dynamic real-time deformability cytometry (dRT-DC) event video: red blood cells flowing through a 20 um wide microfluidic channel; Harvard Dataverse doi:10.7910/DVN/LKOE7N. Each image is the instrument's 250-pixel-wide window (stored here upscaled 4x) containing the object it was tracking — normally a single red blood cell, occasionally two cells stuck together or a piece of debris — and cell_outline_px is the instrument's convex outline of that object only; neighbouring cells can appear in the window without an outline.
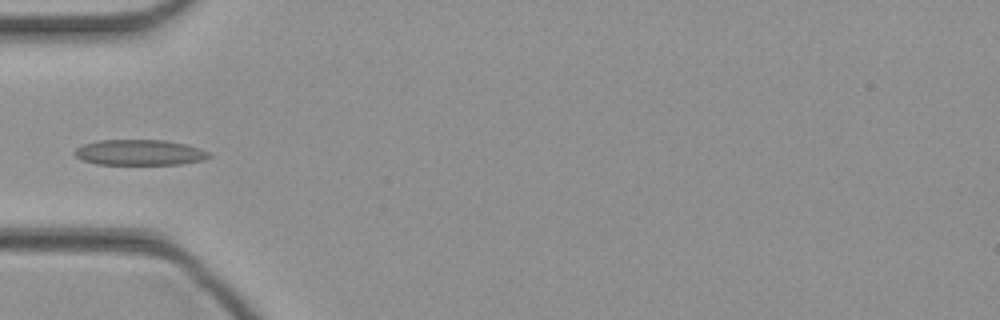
{"species": "common noctule bat (a hibernating species)", "species_latin": "Nyctalus noctula", "temperature_condition": "cold", "stored_images_in_passage": 32, "camera_frame_rate_fps": 3000, "um_per_image_px": 0.085, "animal": {"sex": "female", "body_mass_g": 21.9}, "frame": {"image": 1, "passage_image": 1, "time_ms": 0.0, "image_size_px": [1000, 320], "cell_outline_px": [[212, 156], [204, 160], [180, 164], [96, 164], [80, 160], [72, 152], [76, 148], [84, 144], [100, 140], [164, 140], [184, 144], [200, 148], [208, 152]], "centroid_in_image_um": [11.84, 12.96], "position_along_channel_um": 73.2, "area_um2": 20.06}}
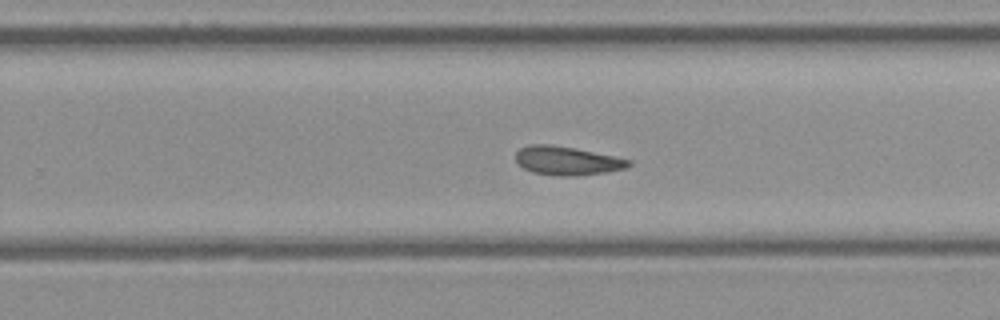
{"frame": {"image": 2, "passage_image": 15, "time_ms": 4.667, "image_size_px": [1000, 320], "cell_outline_px": [[632, 164], [624, 168], [608, 172], [576, 176], [556, 176], [532, 172], [524, 168], [516, 160], [516, 152], [520, 148], [528, 144], [552, 144], [576, 148], [616, 156], [632, 160]], "centroid_in_image_um": [48.22, 13.65], "position_along_channel_um": 281.6, "area_um2": 19.13}}
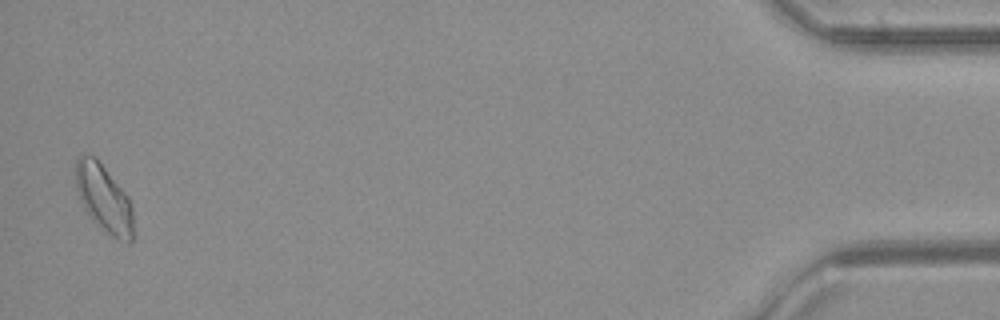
{"frame": {"image": 3, "passage_image": 31, "time_ms": 10.0, "image_size_px": [1000, 320], "cell_outline_px": [[132, 240], [128, 244], [112, 236], [100, 228], [84, 208], [80, 200], [76, 188], [76, 160], [80, 152], [84, 152], [96, 156], [128, 196], [132, 204]], "centroid_in_image_um": [8.81, 16.81], "position_along_channel_um": 426.4, "area_um2": 22.83}}